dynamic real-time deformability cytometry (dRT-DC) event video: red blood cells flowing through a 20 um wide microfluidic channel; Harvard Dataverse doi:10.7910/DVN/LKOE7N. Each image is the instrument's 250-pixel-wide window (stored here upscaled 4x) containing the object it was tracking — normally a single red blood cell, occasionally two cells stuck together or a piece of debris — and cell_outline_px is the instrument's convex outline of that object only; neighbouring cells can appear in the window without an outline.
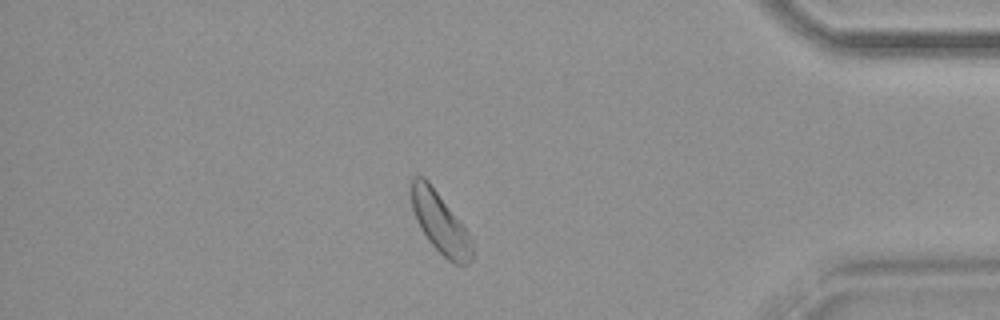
{"species": "common noctule bat (a hibernating species)", "species_latin": "Nyctalus noctula", "temperature_condition": "warm", "stored_images_in_passage": 54, "camera_frame_rate_fps": 3000, "um_per_image_px": 0.085, "animal": {"sex": "female", "body_mass_g": 18.4}, "frame": {"image": 1, "passage_image": 46, "time_ms": 15.0, "image_size_px": [1000, 320], "cell_outline_px": [[472, 260], [468, 264], [456, 264], [448, 260], [428, 240], [420, 228], [416, 220], [412, 208], [412, 176], [424, 176], [428, 180], [472, 236]], "centroid_in_image_um": [37.43, 18.94], "position_along_channel_um": 397.8, "area_um2": 21.39}, "authors_computed_cell_mechanics": {"area_um2": 22.0507, "velocity_mm_per_s": 3.7544, "shape_relaxation_time_tau1_ms": 2.8997, "shape_relaxation_time_tau2_ms": 4.8508, "deformation_change_tau1": 0.058, "deformation_change_tau2": 0.088}}